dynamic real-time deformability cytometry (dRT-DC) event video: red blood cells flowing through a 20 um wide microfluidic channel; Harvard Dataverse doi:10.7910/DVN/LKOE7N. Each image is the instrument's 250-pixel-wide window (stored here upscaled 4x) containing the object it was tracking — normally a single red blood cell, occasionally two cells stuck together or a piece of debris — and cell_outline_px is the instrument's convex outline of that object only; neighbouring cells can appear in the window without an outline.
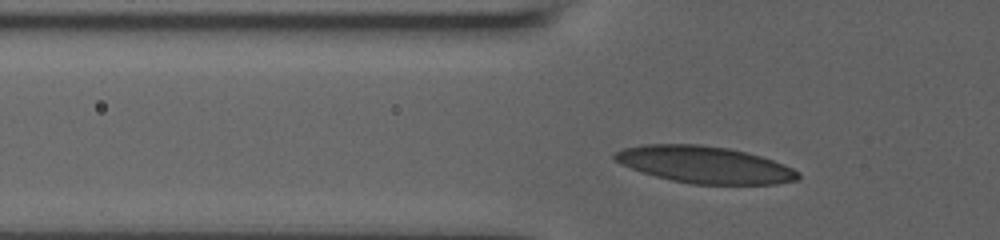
{"species": "human", "species_latin": "Homo sapiens", "temperature_condition": "room temperature", "stored_images_in_passage": 36, "camera_frame_rate_fps": 3000, "um_per_image_px": 0.085, "donor": {"sex": "male"}, "frame": {"image": 1, "passage_image": 8, "time_ms": 2.333, "image_size_px": [1000, 240], "cell_outline_px": [[800, 176], [796, 180], [776, 184], [692, 184], [672, 180], [656, 176], [620, 164], [612, 156], [616, 152], [624, 148], [644, 144], [700, 144], [728, 148], [760, 156], [784, 164], [800, 172]], "centroid_in_image_um": [59.91, 13.99], "position_along_channel_um": 65.9, "area_um2": 39.13}}
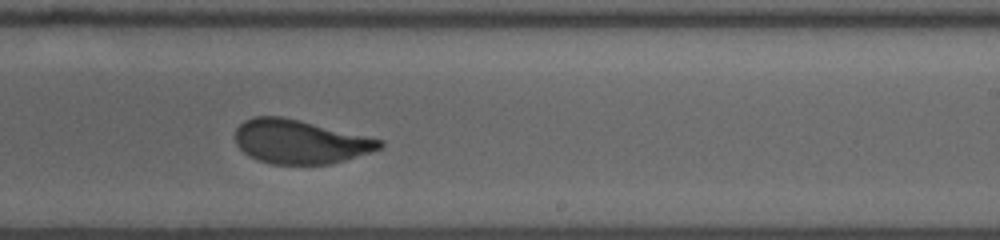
{"frame": {"image": 2, "passage_image": 24, "time_ms": 7.667, "image_size_px": [1000, 240], "cell_outline_px": [[384, 144], [380, 148], [372, 152], [344, 160], [328, 164], [272, 164], [256, 160], [248, 156], [236, 144], [236, 128], [244, 120], [252, 116], [280, 116], [384, 140]], "centroid_in_image_um": [25.47, 12.05], "position_along_channel_um": 263.5, "area_um2": 36.76}}
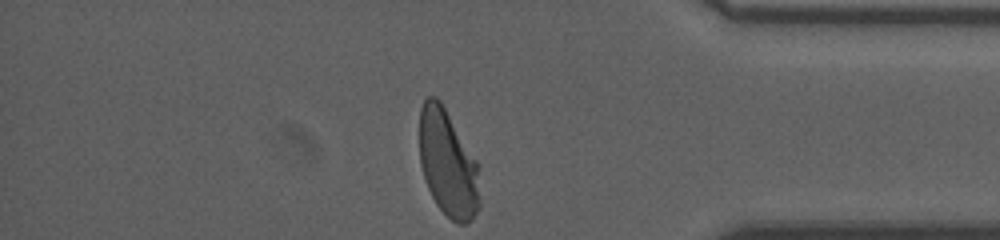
{"frame": {"image": 3, "passage_image": 36, "time_ms": 11.667, "image_size_px": [1000, 240], "cell_outline_px": [[480, 208], [472, 220], [464, 224], [456, 224], [436, 204], [428, 188], [420, 164], [420, 108], [424, 100], [428, 96], [436, 96], [440, 100], [476, 160], [480, 200]], "centroid_in_image_um": [38.06, 13.91], "position_along_channel_um": 397.1, "area_um2": 37.34}, "authors_computed_cell_mechanics": {"area_um2": 37.5989, "velocity_mm_per_s": 3.8146, "shape_relaxation_time_tau1_ms": 4.6696, "shape_relaxation_time_tau2_ms": null, "deformation_change_tau1": 0.1769, "deformation_change_tau2": null}}